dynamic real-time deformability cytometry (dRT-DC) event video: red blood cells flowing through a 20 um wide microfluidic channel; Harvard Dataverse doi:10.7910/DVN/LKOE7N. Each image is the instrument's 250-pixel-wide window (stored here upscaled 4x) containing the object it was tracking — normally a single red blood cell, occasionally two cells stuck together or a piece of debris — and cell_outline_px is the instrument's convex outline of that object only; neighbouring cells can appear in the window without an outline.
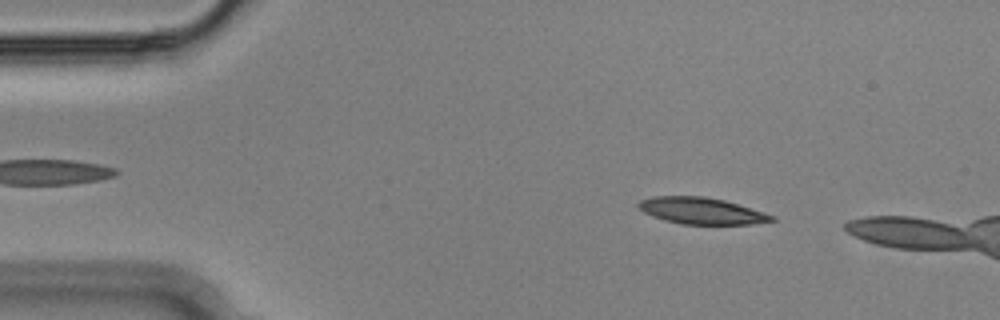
{"species": "Egyptian fruit bat (a non-hibernating species)", "species_latin": "Rousettus aegyptiacus", "temperature_condition": "cold", "stored_images_in_passage": 48, "camera_frame_rate_fps": 3000, "um_per_image_px": 0.085, "animal": {"sex": "male"}, "frame": {"image": 1, "passage_image": 7, "time_ms": 2.0, "image_size_px": [1000, 320], "cell_outline_px": [[776, 220], [752, 224], [680, 224], [664, 220], [652, 216], [644, 212], [636, 204], [640, 200], [652, 196], [704, 196], [724, 200], [764, 212], [776, 216]], "centroid_in_image_um": [59.62, 17.92], "position_along_channel_um": 25.4, "area_um2": 20.63}}
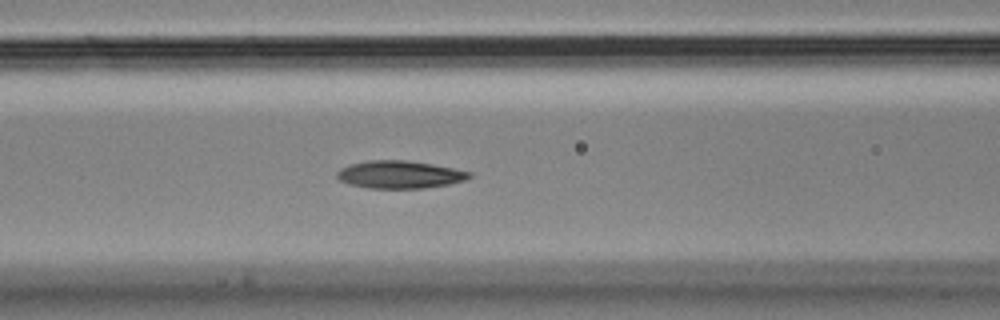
{"frame": {"image": 2, "passage_image": 21, "time_ms": 6.667, "image_size_px": [1000, 320], "cell_outline_px": [[472, 176], [464, 180], [448, 184], [424, 188], [368, 188], [352, 184], [340, 180], [336, 176], [336, 172], [340, 168], [348, 164], [368, 160], [404, 160], [432, 164], [472, 172]], "centroid_in_image_um": [33.95, 14.83], "position_along_channel_um": 132.7, "area_um2": 21.21}}
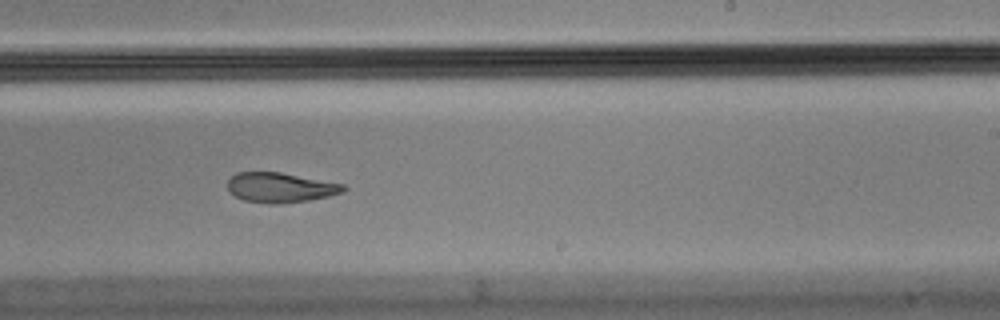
{"frame": {"image": 3, "passage_image": 32, "time_ms": 10.333, "image_size_px": [1000, 320], "cell_outline_px": [[348, 188], [344, 192], [328, 196], [308, 200], [284, 204], [268, 204], [244, 200], [228, 192], [228, 180], [236, 172], [280, 172], [344, 184]], "centroid_in_image_um": [23.83, 15.94], "position_along_channel_um": 265.2, "area_um2": 20.29}, "authors_computed_cell_mechanics": {"area_um2": 21.5305, "velocity_mm_per_s": 3.6238, "shape_relaxation_time_tau1_ms": 8.5711, "shape_relaxation_time_tau2_ms": 5.2401, "deformation_change_tau1": 0.2544, "deformation_change_tau2": 0.1224}}